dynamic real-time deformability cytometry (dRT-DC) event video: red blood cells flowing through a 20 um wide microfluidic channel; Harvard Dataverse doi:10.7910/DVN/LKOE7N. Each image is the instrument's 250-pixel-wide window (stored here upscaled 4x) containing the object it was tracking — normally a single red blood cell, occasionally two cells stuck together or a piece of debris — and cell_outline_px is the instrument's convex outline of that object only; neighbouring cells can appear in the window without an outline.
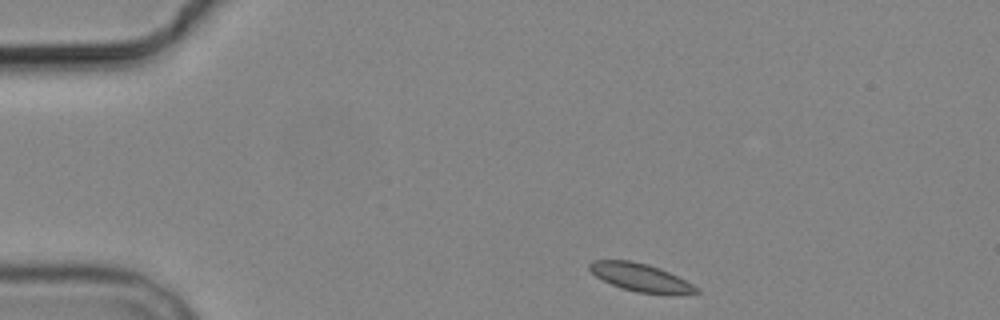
{"species": "common noctule bat (a hibernating species)", "species_latin": "Nyctalus noctula", "temperature_condition": "cold", "stored_images_in_passage": 4, "camera_frame_rate_fps": 3000, "um_per_image_px": 0.085, "animal": {"sex": "male", "body_mass_g": 19.2, "forearm_length_mm": 51.8}, "frame": {"image": 1, "passage_image": 1, "time_ms": 0.0, "image_size_px": [1000, 320], "cell_outline_px": [[700, 292], [676, 296], [672, 296], [636, 292], [612, 284], [596, 276], [588, 268], [588, 264], [592, 260], [632, 260], [648, 264], [660, 268], [700, 288]], "centroid_in_image_um": [54.5, 23.6], "position_along_channel_um": 30.5, "area_um2": 17.63}}
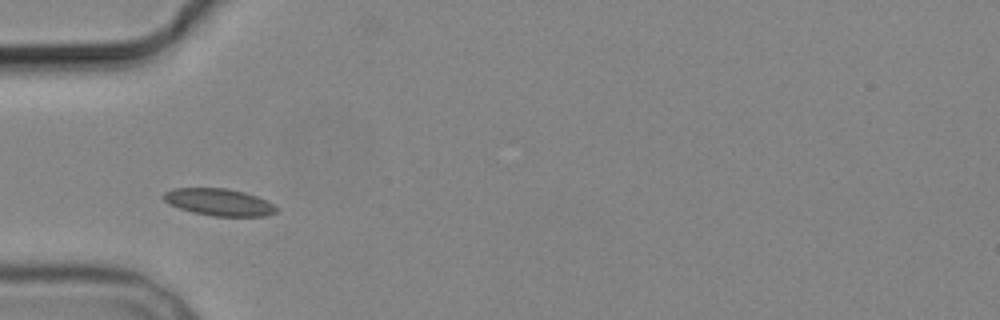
{"frame": {"image": 2, "passage_image": 3, "time_ms": 2.667, "image_size_px": [1000, 320], "cell_outline_px": [[280, 208], [276, 212], [264, 216], [212, 216], [192, 212], [168, 204], [160, 196], [164, 192], [172, 188], [224, 188], [244, 192], [256, 196]], "centroid_in_image_um": [18.57, 17.18], "position_along_channel_um": 66.4, "area_um2": 17.8}}
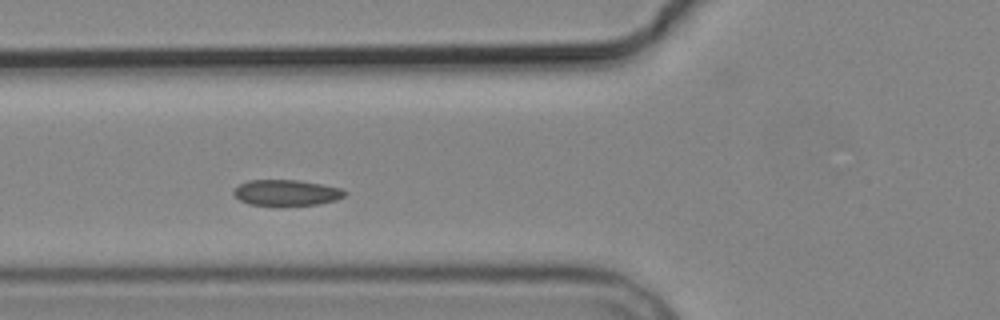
{"frame": {"image": 3, "passage_image": 4, "time_ms": 3.667, "image_size_px": [1000, 320], "cell_outline_px": [[348, 192], [344, 196], [336, 200], [320, 204], [248, 204], [240, 200], [232, 192], [240, 184], [248, 180], [300, 180], [340, 188]], "centroid_in_image_um": [24.36, 16.36], "position_along_channel_um": 101.4, "area_um2": 16.36}}